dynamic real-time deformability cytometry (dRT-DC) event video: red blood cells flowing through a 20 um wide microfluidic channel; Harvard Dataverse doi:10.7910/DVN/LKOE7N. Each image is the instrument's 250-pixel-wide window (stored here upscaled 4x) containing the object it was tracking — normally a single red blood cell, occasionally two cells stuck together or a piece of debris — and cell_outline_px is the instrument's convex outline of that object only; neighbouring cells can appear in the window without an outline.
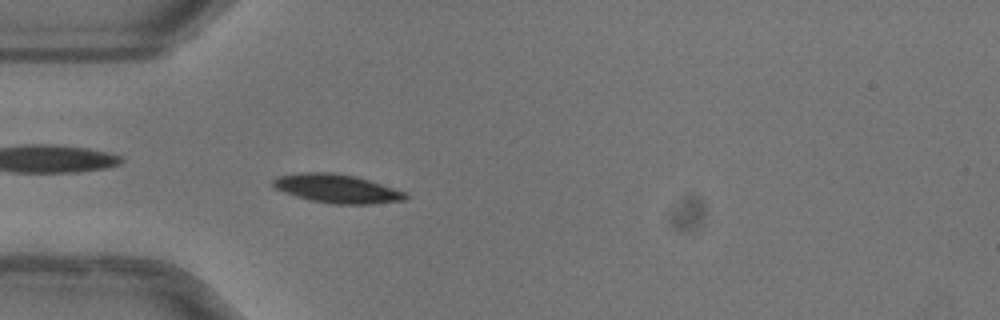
{"species": "common noctule bat (a hibernating species)", "species_latin": "Nyctalus noctula", "temperature_condition": "warm", "stored_images_in_passage": 51, "camera_frame_rate_fps": 3000, "um_per_image_px": 0.085, "animal": {"sex": "female"}, "frame": {"image": 1, "passage_image": 15, "time_ms": 4.667, "image_size_px": [1000, 320], "cell_outline_px": [[408, 196], [404, 200], [368, 204], [332, 204], [312, 200], [296, 196], [284, 192], [276, 188], [272, 184], [272, 180], [280, 176], [304, 172], [332, 172], [356, 176], [404, 192]], "centroid_in_image_um": [28.61, 16.03], "position_along_channel_um": 56.4, "area_um2": 21.73}, "authors_computed_cell_mechanics": {"area_um2": 20.4034, "velocity_mm_per_s": 4.0029, "shape_relaxation_time_tau1_ms": 2.1853, "shape_relaxation_time_tau2_ms": null, "deformation_change_tau1": 0.1128, "deformation_change_tau2": null}}